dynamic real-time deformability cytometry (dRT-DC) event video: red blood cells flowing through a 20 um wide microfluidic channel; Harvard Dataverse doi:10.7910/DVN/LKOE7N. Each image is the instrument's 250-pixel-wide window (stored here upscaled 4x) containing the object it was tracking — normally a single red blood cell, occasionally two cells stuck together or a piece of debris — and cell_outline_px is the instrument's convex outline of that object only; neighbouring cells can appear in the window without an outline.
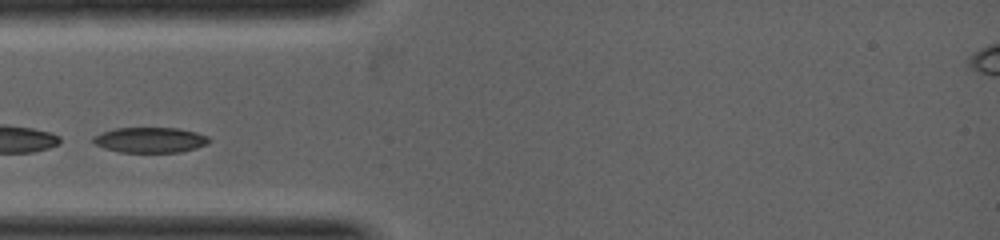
{"species": "common noctule bat (a hibernating species)", "species_latin": "Nyctalus noctula", "temperature_condition": "warm", "stored_images_in_passage": 16, "camera_frame_rate_fps": 5000, "um_per_image_px": 0.085, "animal": {"sex": "female", "body_mass_g": 19.0, "forearm_length_mm": 53.3}, "frame": {"image": 1, "passage_image": 1, "time_ms": 0.0, "image_size_px": [1000, 240], "cell_outline_px": [[212, 140], [208, 144], [196, 148], [180, 152], [120, 152], [104, 148], [96, 144], [92, 140], [92, 136], [116, 128], [176, 128], [196, 132], [208, 136]], "centroid_in_image_um": [12.8, 11.9], "position_along_channel_um": 72.2, "area_um2": 17.11}}
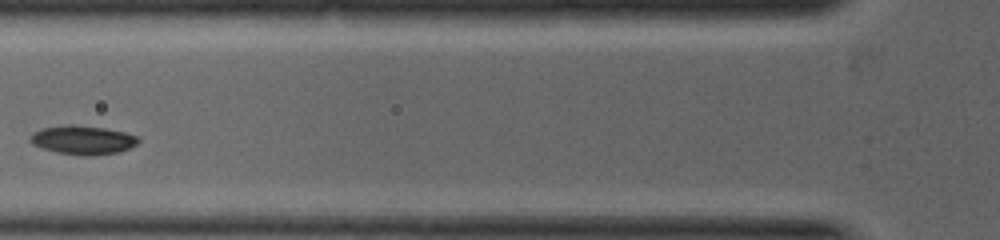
{"frame": {"image": 2, "passage_image": 3, "time_ms": 0.6, "image_size_px": [1000, 240], "cell_outline_px": [[140, 140], [136, 144], [120, 152], [92, 156], [84, 156], [56, 152], [32, 144], [28, 140], [28, 136], [44, 128], [72, 124], [104, 128], [124, 132], [136, 136]], "centroid_in_image_um": [7.04, 11.91], "position_along_channel_um": 118.8, "area_um2": 18.03}}
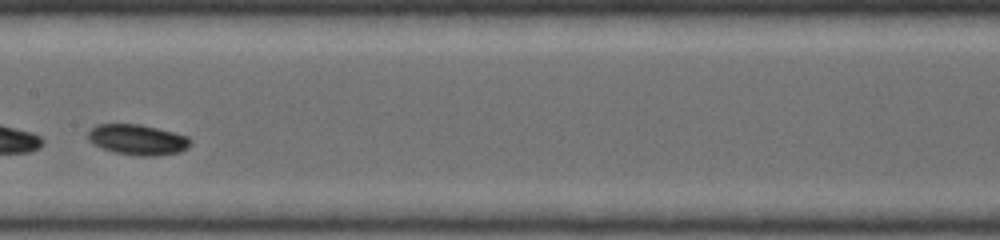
{"frame": {"image": 3, "passage_image": 7, "time_ms": 1.6, "image_size_px": [1000, 240], "cell_outline_px": [[192, 140], [188, 148], [180, 152], [156, 156], [140, 156], [116, 152], [92, 144], [88, 140], [88, 132], [96, 124], [140, 124], [188, 136]], "centroid_in_image_um": [11.71, 11.87], "position_along_channel_um": 195.7, "area_um2": 18.15}}